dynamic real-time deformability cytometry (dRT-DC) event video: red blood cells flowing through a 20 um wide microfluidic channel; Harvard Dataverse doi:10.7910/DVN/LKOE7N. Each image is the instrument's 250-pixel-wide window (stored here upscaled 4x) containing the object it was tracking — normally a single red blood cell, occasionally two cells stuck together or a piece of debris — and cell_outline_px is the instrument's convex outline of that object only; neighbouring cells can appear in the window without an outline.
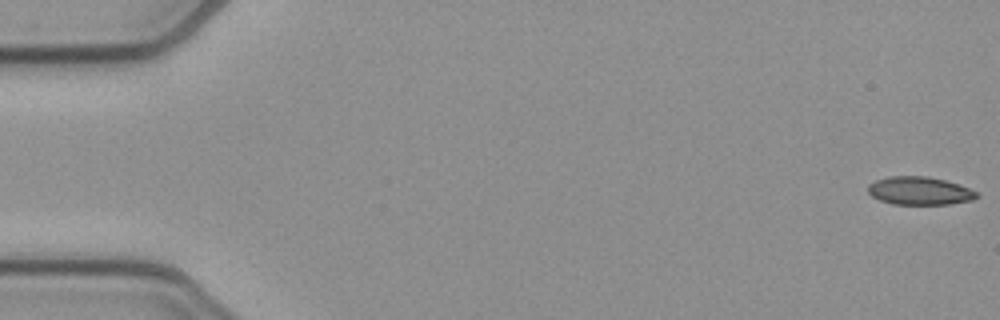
{"species": "common noctule bat (a hibernating species)", "species_latin": "Nyctalus noctula", "temperature_condition": "cold", "stored_images_in_passage": 53, "camera_frame_rate_fps": 3000, "um_per_image_px": 0.085, "animal": {"sex": "female", "body_mass_g": 21.9}, "frame": {"image": 1, "passage_image": 1, "time_ms": 0.0, "image_size_px": [1000, 320], "cell_outline_px": [[980, 196], [972, 200], [948, 204], [892, 204], [880, 200], [872, 196], [868, 192], [868, 184], [876, 180], [888, 176], [928, 176], [944, 180], [968, 188], [976, 192]], "centroid_in_image_um": [78.13, 16.22], "position_along_channel_um": 6.9, "area_um2": 17.69}}
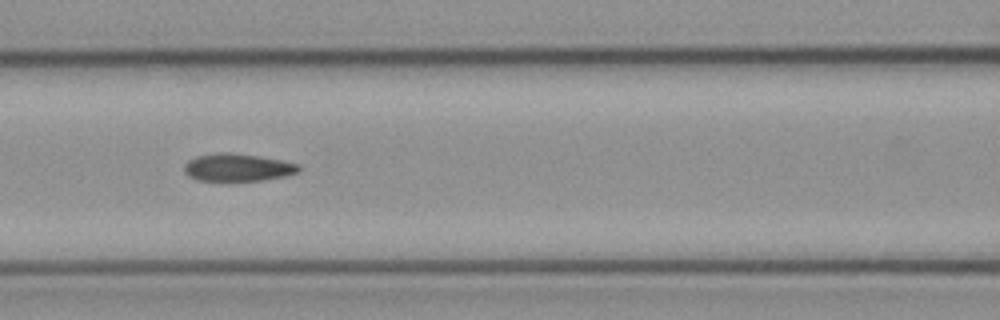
{"frame": {"image": 2, "passage_image": 23, "time_ms": 7.333, "image_size_px": [1000, 320], "cell_outline_px": [[300, 172], [284, 176], [264, 180], [196, 180], [188, 176], [184, 172], [184, 164], [188, 160], [196, 156], [220, 152], [228, 152], [260, 156], [284, 160], [300, 164]], "centroid_in_image_um": [20.22, 14.22], "position_along_channel_um": 146.4, "area_um2": 18.55}}
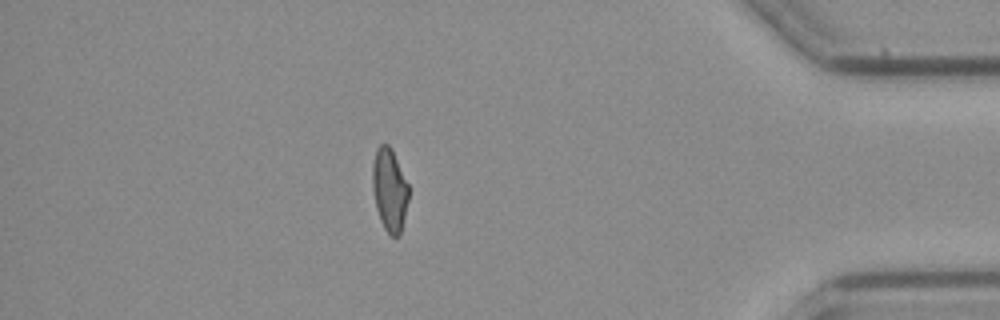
{"frame": {"image": 3, "passage_image": 46, "time_ms": 15.0, "image_size_px": [1000, 320], "cell_outline_px": [[408, 200], [400, 236], [392, 236], [384, 228], [380, 220], [376, 208], [372, 188], [372, 164], [376, 148], [380, 144], [388, 144], [392, 148], [408, 184]], "centroid_in_image_um": [33.09, 16.11], "position_along_channel_um": 402.1, "area_um2": 17.57}, "authors_computed_cell_mechanics": {"area_um2": 18.5538, "velocity_mm_per_s": 3.9073, "shape_relaxation_time_tau1_ms": null, "shape_relaxation_time_tau2_ms": 3.3511, "deformation_change_tau1": null, "deformation_change_tau2": 0.0867}}